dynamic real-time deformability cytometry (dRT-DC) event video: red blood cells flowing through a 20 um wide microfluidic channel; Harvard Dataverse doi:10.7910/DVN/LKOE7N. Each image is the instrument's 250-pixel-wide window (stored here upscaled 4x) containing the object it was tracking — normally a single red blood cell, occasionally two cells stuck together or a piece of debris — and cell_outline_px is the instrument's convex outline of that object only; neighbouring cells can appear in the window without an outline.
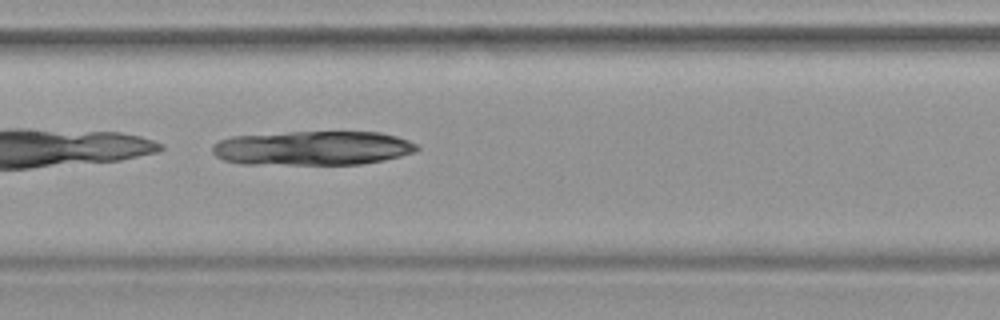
{"species": "common noctule bat (a hibernating species)", "species_latin": "Nyctalus noctula", "temperature_condition": "warm", "stored_images_in_passage": 30, "camera_frame_rate_fps": 3000, "um_per_image_px": 0.085, "animal": {"sex": "female", "body_mass_g": 19.9}, "frame": {"image": 1, "passage_image": 9, "time_ms": 2.667, "image_size_px": [1000, 320], "cell_outline_px": [[420, 148], [416, 152], [384, 160], [360, 164], [244, 164], [224, 160], [216, 156], [212, 152], [212, 144], [220, 140], [232, 136], [288, 132], [380, 132], [396, 136], [408, 140], [416, 144]], "centroid_in_image_um": [26.58, 12.59], "position_along_channel_um": 180.8, "area_um2": 40.92}}